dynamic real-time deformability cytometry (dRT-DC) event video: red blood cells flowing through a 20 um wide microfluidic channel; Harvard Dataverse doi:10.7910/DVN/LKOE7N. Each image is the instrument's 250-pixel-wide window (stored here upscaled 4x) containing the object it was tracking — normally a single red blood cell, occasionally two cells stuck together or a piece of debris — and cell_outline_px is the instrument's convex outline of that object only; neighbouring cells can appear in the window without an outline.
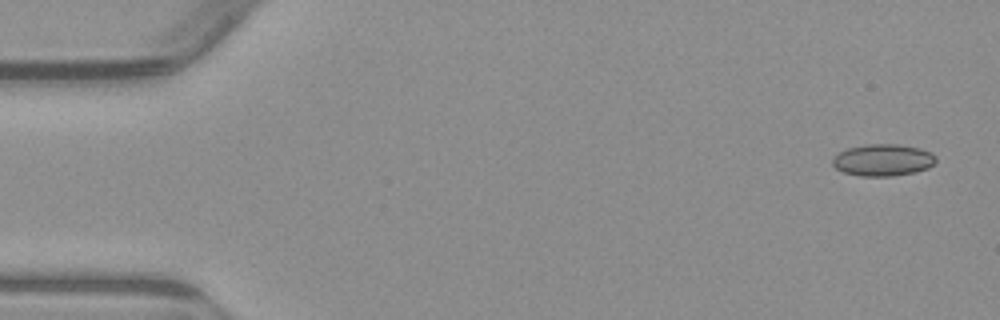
{"species": "common noctule bat (a hibernating species)", "species_latin": "Nyctalus noctula", "temperature_condition": "warm", "stored_images_in_passage": 4, "camera_frame_rate_fps": 3000, "um_per_image_px": 0.085, "animal": {"sex": "male", "body_mass_g": 23.1, "forearm_length_mm": 52.7}, "frame": {"image": 1, "passage_image": 1, "time_ms": 0.0, "image_size_px": [1000, 320], "cell_outline_px": [[936, 164], [928, 168], [916, 172], [892, 176], [860, 176], [844, 172], [836, 168], [832, 164], [832, 160], [840, 152], [848, 148], [868, 144], [896, 144], [920, 148], [932, 152], [936, 156]], "centroid_in_image_um": [75.1, 13.61], "position_along_channel_um": 9.9, "area_um2": 19.25}}